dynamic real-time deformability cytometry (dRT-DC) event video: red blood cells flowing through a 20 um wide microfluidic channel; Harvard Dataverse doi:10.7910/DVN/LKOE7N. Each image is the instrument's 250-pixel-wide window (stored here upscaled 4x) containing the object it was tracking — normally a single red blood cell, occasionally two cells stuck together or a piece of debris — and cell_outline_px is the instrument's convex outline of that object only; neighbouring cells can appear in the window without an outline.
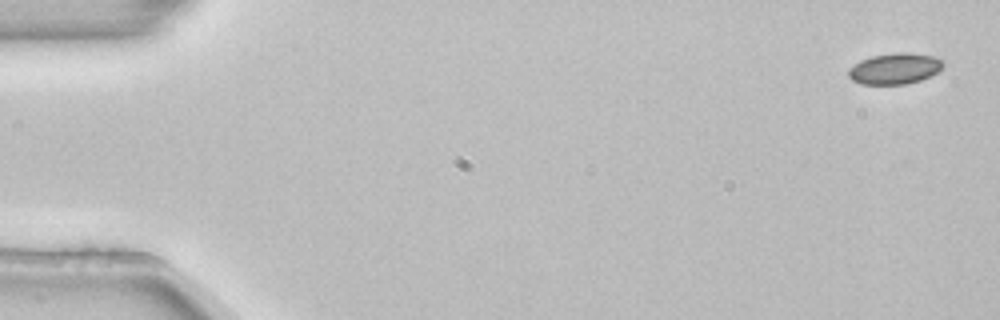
{"species": "common noctule bat (a hibernating species)", "species_latin": "Nyctalus noctula", "temperature_condition": "room temperature", "stored_images_in_passage": 4, "camera_frame_rate_fps": 3000, "um_per_image_px": 0.085, "animal": {"sex": "female", "body_mass_g": 22.7, "forearm_length_mm": 54.2}, "frame": {"image": 1, "passage_image": 1, "time_ms": 0.0, "image_size_px": [1000, 320], "cell_outline_px": [[944, 64], [936, 72], [920, 80], [908, 84], [860, 84], [852, 80], [848, 76], [848, 68], [860, 60], [872, 56], [900, 52], [908, 52], [932, 56], [940, 60]], "centroid_in_image_um": [75.99, 5.84], "position_along_channel_um": 9.0, "area_um2": 16.94}}